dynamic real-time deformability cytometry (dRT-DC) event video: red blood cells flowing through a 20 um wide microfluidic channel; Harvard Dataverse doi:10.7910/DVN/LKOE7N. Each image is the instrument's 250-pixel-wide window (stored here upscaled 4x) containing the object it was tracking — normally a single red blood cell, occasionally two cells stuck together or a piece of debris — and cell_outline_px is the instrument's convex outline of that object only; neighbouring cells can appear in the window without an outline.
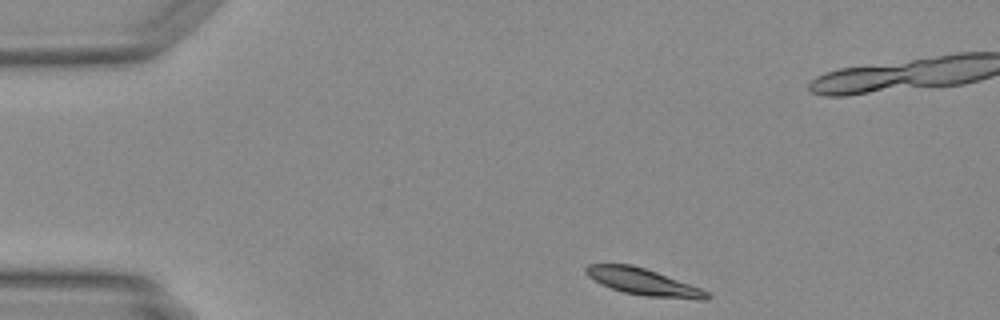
{"species": "Egyptian fruit bat (a non-hibernating species)", "species_latin": "Rousettus aegyptiacus", "temperature_condition": "warm", "stored_images_in_passage": 9, "camera_frame_rate_fps": 3000, "um_per_image_px": 0.085, "animal": {"sex": "female"}, "frame": {"image": 1, "passage_image": 1, "time_ms": 0.0, "image_size_px": [1000, 320], "cell_outline_px": [[712, 296], [708, 300], [696, 300], [644, 296], [624, 292], [600, 284], [588, 276], [584, 272], [584, 268], [588, 264], [632, 264], [656, 272], [700, 288], [708, 292]], "centroid_in_image_um": [54.68, 23.97], "position_along_channel_um": 30.3, "area_um2": 18.84}}